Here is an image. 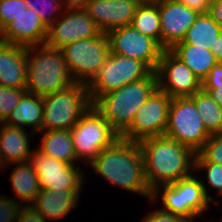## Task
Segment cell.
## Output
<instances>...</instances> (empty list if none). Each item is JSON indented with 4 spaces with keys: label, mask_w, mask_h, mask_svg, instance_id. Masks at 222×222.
<instances>
[{
    "label": "cell",
    "mask_w": 222,
    "mask_h": 222,
    "mask_svg": "<svg viewBox=\"0 0 222 222\" xmlns=\"http://www.w3.org/2000/svg\"><path fill=\"white\" fill-rule=\"evenodd\" d=\"M47 30L39 15L28 8L0 32V42L25 47L43 45Z\"/></svg>",
    "instance_id": "cell-18"
},
{
    "label": "cell",
    "mask_w": 222,
    "mask_h": 222,
    "mask_svg": "<svg viewBox=\"0 0 222 222\" xmlns=\"http://www.w3.org/2000/svg\"><path fill=\"white\" fill-rule=\"evenodd\" d=\"M158 88L156 72L101 95L92 105L121 136L131 125L136 112Z\"/></svg>",
    "instance_id": "cell-3"
},
{
    "label": "cell",
    "mask_w": 222,
    "mask_h": 222,
    "mask_svg": "<svg viewBox=\"0 0 222 222\" xmlns=\"http://www.w3.org/2000/svg\"><path fill=\"white\" fill-rule=\"evenodd\" d=\"M11 165H14V168L11 170L12 173H10V182L12 192L15 193L17 198L15 200L21 205H31L40 192L38 175L29 161L7 165L3 167L4 170Z\"/></svg>",
    "instance_id": "cell-23"
},
{
    "label": "cell",
    "mask_w": 222,
    "mask_h": 222,
    "mask_svg": "<svg viewBox=\"0 0 222 222\" xmlns=\"http://www.w3.org/2000/svg\"><path fill=\"white\" fill-rule=\"evenodd\" d=\"M195 162L222 164V133L211 135L196 153Z\"/></svg>",
    "instance_id": "cell-31"
},
{
    "label": "cell",
    "mask_w": 222,
    "mask_h": 222,
    "mask_svg": "<svg viewBox=\"0 0 222 222\" xmlns=\"http://www.w3.org/2000/svg\"><path fill=\"white\" fill-rule=\"evenodd\" d=\"M107 35L110 52L140 60L156 71L164 49L153 38L143 35L132 25L114 29Z\"/></svg>",
    "instance_id": "cell-13"
},
{
    "label": "cell",
    "mask_w": 222,
    "mask_h": 222,
    "mask_svg": "<svg viewBox=\"0 0 222 222\" xmlns=\"http://www.w3.org/2000/svg\"><path fill=\"white\" fill-rule=\"evenodd\" d=\"M143 0H90L85 11L103 33L129 26Z\"/></svg>",
    "instance_id": "cell-17"
},
{
    "label": "cell",
    "mask_w": 222,
    "mask_h": 222,
    "mask_svg": "<svg viewBox=\"0 0 222 222\" xmlns=\"http://www.w3.org/2000/svg\"><path fill=\"white\" fill-rule=\"evenodd\" d=\"M221 32L222 28L217 25L208 13H200L187 30L184 39L179 43L207 47L211 50Z\"/></svg>",
    "instance_id": "cell-27"
},
{
    "label": "cell",
    "mask_w": 222,
    "mask_h": 222,
    "mask_svg": "<svg viewBox=\"0 0 222 222\" xmlns=\"http://www.w3.org/2000/svg\"><path fill=\"white\" fill-rule=\"evenodd\" d=\"M26 89L4 87L0 85V122H4L19 104Z\"/></svg>",
    "instance_id": "cell-32"
},
{
    "label": "cell",
    "mask_w": 222,
    "mask_h": 222,
    "mask_svg": "<svg viewBox=\"0 0 222 222\" xmlns=\"http://www.w3.org/2000/svg\"><path fill=\"white\" fill-rule=\"evenodd\" d=\"M29 162L38 175L40 190L82 189L86 184V176L80 165L56 160L44 155L37 148L29 157Z\"/></svg>",
    "instance_id": "cell-12"
},
{
    "label": "cell",
    "mask_w": 222,
    "mask_h": 222,
    "mask_svg": "<svg viewBox=\"0 0 222 222\" xmlns=\"http://www.w3.org/2000/svg\"><path fill=\"white\" fill-rule=\"evenodd\" d=\"M161 47L170 50L181 42L200 14L175 0H159Z\"/></svg>",
    "instance_id": "cell-16"
},
{
    "label": "cell",
    "mask_w": 222,
    "mask_h": 222,
    "mask_svg": "<svg viewBox=\"0 0 222 222\" xmlns=\"http://www.w3.org/2000/svg\"><path fill=\"white\" fill-rule=\"evenodd\" d=\"M26 47L0 42V85L26 88Z\"/></svg>",
    "instance_id": "cell-20"
},
{
    "label": "cell",
    "mask_w": 222,
    "mask_h": 222,
    "mask_svg": "<svg viewBox=\"0 0 222 222\" xmlns=\"http://www.w3.org/2000/svg\"><path fill=\"white\" fill-rule=\"evenodd\" d=\"M210 135L222 133V108L203 89L190 96Z\"/></svg>",
    "instance_id": "cell-28"
},
{
    "label": "cell",
    "mask_w": 222,
    "mask_h": 222,
    "mask_svg": "<svg viewBox=\"0 0 222 222\" xmlns=\"http://www.w3.org/2000/svg\"><path fill=\"white\" fill-rule=\"evenodd\" d=\"M165 135L197 153L211 136L190 96L172 98Z\"/></svg>",
    "instance_id": "cell-9"
},
{
    "label": "cell",
    "mask_w": 222,
    "mask_h": 222,
    "mask_svg": "<svg viewBox=\"0 0 222 222\" xmlns=\"http://www.w3.org/2000/svg\"><path fill=\"white\" fill-rule=\"evenodd\" d=\"M102 31L85 10H65L47 30L45 45L61 49L80 39L99 36Z\"/></svg>",
    "instance_id": "cell-15"
},
{
    "label": "cell",
    "mask_w": 222,
    "mask_h": 222,
    "mask_svg": "<svg viewBox=\"0 0 222 222\" xmlns=\"http://www.w3.org/2000/svg\"><path fill=\"white\" fill-rule=\"evenodd\" d=\"M42 115V97L26 92L20 99L19 104L3 123L24 129L29 127L31 132L37 136L41 132Z\"/></svg>",
    "instance_id": "cell-22"
},
{
    "label": "cell",
    "mask_w": 222,
    "mask_h": 222,
    "mask_svg": "<svg viewBox=\"0 0 222 222\" xmlns=\"http://www.w3.org/2000/svg\"><path fill=\"white\" fill-rule=\"evenodd\" d=\"M145 217L150 222H188L181 216L174 215L160 209H156L154 211L151 210L150 213H147Z\"/></svg>",
    "instance_id": "cell-36"
},
{
    "label": "cell",
    "mask_w": 222,
    "mask_h": 222,
    "mask_svg": "<svg viewBox=\"0 0 222 222\" xmlns=\"http://www.w3.org/2000/svg\"><path fill=\"white\" fill-rule=\"evenodd\" d=\"M202 85H222V63H216L209 71Z\"/></svg>",
    "instance_id": "cell-37"
},
{
    "label": "cell",
    "mask_w": 222,
    "mask_h": 222,
    "mask_svg": "<svg viewBox=\"0 0 222 222\" xmlns=\"http://www.w3.org/2000/svg\"><path fill=\"white\" fill-rule=\"evenodd\" d=\"M160 198L163 204L160 210L181 216L188 222H195L196 217L212 207V202L205 195L200 176L198 178L195 171L174 183L153 189L151 204L158 203Z\"/></svg>",
    "instance_id": "cell-5"
},
{
    "label": "cell",
    "mask_w": 222,
    "mask_h": 222,
    "mask_svg": "<svg viewBox=\"0 0 222 222\" xmlns=\"http://www.w3.org/2000/svg\"><path fill=\"white\" fill-rule=\"evenodd\" d=\"M82 189L40 190L31 204L46 220H59L77 208Z\"/></svg>",
    "instance_id": "cell-21"
},
{
    "label": "cell",
    "mask_w": 222,
    "mask_h": 222,
    "mask_svg": "<svg viewBox=\"0 0 222 222\" xmlns=\"http://www.w3.org/2000/svg\"><path fill=\"white\" fill-rule=\"evenodd\" d=\"M207 13L222 28V0H212Z\"/></svg>",
    "instance_id": "cell-39"
},
{
    "label": "cell",
    "mask_w": 222,
    "mask_h": 222,
    "mask_svg": "<svg viewBox=\"0 0 222 222\" xmlns=\"http://www.w3.org/2000/svg\"><path fill=\"white\" fill-rule=\"evenodd\" d=\"M61 51L73 80L88 85L109 56V37L102 32L99 36L67 44Z\"/></svg>",
    "instance_id": "cell-7"
},
{
    "label": "cell",
    "mask_w": 222,
    "mask_h": 222,
    "mask_svg": "<svg viewBox=\"0 0 222 222\" xmlns=\"http://www.w3.org/2000/svg\"><path fill=\"white\" fill-rule=\"evenodd\" d=\"M89 166L111 185L150 201L152 191L145 178L143 156L138 142L119 137L103 149Z\"/></svg>",
    "instance_id": "cell-1"
},
{
    "label": "cell",
    "mask_w": 222,
    "mask_h": 222,
    "mask_svg": "<svg viewBox=\"0 0 222 222\" xmlns=\"http://www.w3.org/2000/svg\"><path fill=\"white\" fill-rule=\"evenodd\" d=\"M138 145L143 156L145 178L151 191L194 172L196 153L166 135L142 139Z\"/></svg>",
    "instance_id": "cell-2"
},
{
    "label": "cell",
    "mask_w": 222,
    "mask_h": 222,
    "mask_svg": "<svg viewBox=\"0 0 222 222\" xmlns=\"http://www.w3.org/2000/svg\"><path fill=\"white\" fill-rule=\"evenodd\" d=\"M140 222H150V221L144 216Z\"/></svg>",
    "instance_id": "cell-43"
},
{
    "label": "cell",
    "mask_w": 222,
    "mask_h": 222,
    "mask_svg": "<svg viewBox=\"0 0 222 222\" xmlns=\"http://www.w3.org/2000/svg\"><path fill=\"white\" fill-rule=\"evenodd\" d=\"M27 8L39 15L42 22L49 27L65 11L63 0H24Z\"/></svg>",
    "instance_id": "cell-30"
},
{
    "label": "cell",
    "mask_w": 222,
    "mask_h": 222,
    "mask_svg": "<svg viewBox=\"0 0 222 222\" xmlns=\"http://www.w3.org/2000/svg\"><path fill=\"white\" fill-rule=\"evenodd\" d=\"M202 89L222 108V85H202Z\"/></svg>",
    "instance_id": "cell-40"
},
{
    "label": "cell",
    "mask_w": 222,
    "mask_h": 222,
    "mask_svg": "<svg viewBox=\"0 0 222 222\" xmlns=\"http://www.w3.org/2000/svg\"><path fill=\"white\" fill-rule=\"evenodd\" d=\"M27 9L24 0H0V32Z\"/></svg>",
    "instance_id": "cell-33"
},
{
    "label": "cell",
    "mask_w": 222,
    "mask_h": 222,
    "mask_svg": "<svg viewBox=\"0 0 222 222\" xmlns=\"http://www.w3.org/2000/svg\"><path fill=\"white\" fill-rule=\"evenodd\" d=\"M172 98L157 88L136 112L130 127L120 136L129 141L165 135Z\"/></svg>",
    "instance_id": "cell-11"
},
{
    "label": "cell",
    "mask_w": 222,
    "mask_h": 222,
    "mask_svg": "<svg viewBox=\"0 0 222 222\" xmlns=\"http://www.w3.org/2000/svg\"><path fill=\"white\" fill-rule=\"evenodd\" d=\"M131 25L143 35L153 38L161 46L159 0H143Z\"/></svg>",
    "instance_id": "cell-26"
},
{
    "label": "cell",
    "mask_w": 222,
    "mask_h": 222,
    "mask_svg": "<svg viewBox=\"0 0 222 222\" xmlns=\"http://www.w3.org/2000/svg\"><path fill=\"white\" fill-rule=\"evenodd\" d=\"M16 222H47L32 205H22Z\"/></svg>",
    "instance_id": "cell-35"
},
{
    "label": "cell",
    "mask_w": 222,
    "mask_h": 222,
    "mask_svg": "<svg viewBox=\"0 0 222 222\" xmlns=\"http://www.w3.org/2000/svg\"><path fill=\"white\" fill-rule=\"evenodd\" d=\"M41 131L71 130L92 106L88 87L74 82L69 87L42 97Z\"/></svg>",
    "instance_id": "cell-6"
},
{
    "label": "cell",
    "mask_w": 222,
    "mask_h": 222,
    "mask_svg": "<svg viewBox=\"0 0 222 222\" xmlns=\"http://www.w3.org/2000/svg\"><path fill=\"white\" fill-rule=\"evenodd\" d=\"M90 0H63L65 10H85Z\"/></svg>",
    "instance_id": "cell-41"
},
{
    "label": "cell",
    "mask_w": 222,
    "mask_h": 222,
    "mask_svg": "<svg viewBox=\"0 0 222 222\" xmlns=\"http://www.w3.org/2000/svg\"><path fill=\"white\" fill-rule=\"evenodd\" d=\"M155 72L158 88L171 98L193 96L202 89L201 80L170 50H163Z\"/></svg>",
    "instance_id": "cell-14"
},
{
    "label": "cell",
    "mask_w": 222,
    "mask_h": 222,
    "mask_svg": "<svg viewBox=\"0 0 222 222\" xmlns=\"http://www.w3.org/2000/svg\"><path fill=\"white\" fill-rule=\"evenodd\" d=\"M153 71L142 61L110 52L98 74L87 85L92 104L103 94L148 77Z\"/></svg>",
    "instance_id": "cell-10"
},
{
    "label": "cell",
    "mask_w": 222,
    "mask_h": 222,
    "mask_svg": "<svg viewBox=\"0 0 222 222\" xmlns=\"http://www.w3.org/2000/svg\"><path fill=\"white\" fill-rule=\"evenodd\" d=\"M194 171H200L201 173L202 171L205 172L204 174L206 177L204 179L202 177L200 178L205 195L212 203L216 202L219 204L220 201H214L213 196H210L208 186H211L210 188L212 189H216L217 194L222 196V164L195 162Z\"/></svg>",
    "instance_id": "cell-29"
},
{
    "label": "cell",
    "mask_w": 222,
    "mask_h": 222,
    "mask_svg": "<svg viewBox=\"0 0 222 222\" xmlns=\"http://www.w3.org/2000/svg\"><path fill=\"white\" fill-rule=\"evenodd\" d=\"M21 206L14 198L0 195V222H16Z\"/></svg>",
    "instance_id": "cell-34"
},
{
    "label": "cell",
    "mask_w": 222,
    "mask_h": 222,
    "mask_svg": "<svg viewBox=\"0 0 222 222\" xmlns=\"http://www.w3.org/2000/svg\"><path fill=\"white\" fill-rule=\"evenodd\" d=\"M39 133L40 135L42 134V137L37 149L44 155L68 164L77 165L80 163L76 157L70 130L58 129L41 131Z\"/></svg>",
    "instance_id": "cell-24"
},
{
    "label": "cell",
    "mask_w": 222,
    "mask_h": 222,
    "mask_svg": "<svg viewBox=\"0 0 222 222\" xmlns=\"http://www.w3.org/2000/svg\"><path fill=\"white\" fill-rule=\"evenodd\" d=\"M26 91L46 96L72 85L75 81L61 49L43 45L26 47Z\"/></svg>",
    "instance_id": "cell-4"
},
{
    "label": "cell",
    "mask_w": 222,
    "mask_h": 222,
    "mask_svg": "<svg viewBox=\"0 0 222 222\" xmlns=\"http://www.w3.org/2000/svg\"><path fill=\"white\" fill-rule=\"evenodd\" d=\"M70 131L77 160L87 166L120 137L93 105Z\"/></svg>",
    "instance_id": "cell-8"
},
{
    "label": "cell",
    "mask_w": 222,
    "mask_h": 222,
    "mask_svg": "<svg viewBox=\"0 0 222 222\" xmlns=\"http://www.w3.org/2000/svg\"><path fill=\"white\" fill-rule=\"evenodd\" d=\"M185 6L198 11L199 13H207L212 0H175Z\"/></svg>",
    "instance_id": "cell-38"
},
{
    "label": "cell",
    "mask_w": 222,
    "mask_h": 222,
    "mask_svg": "<svg viewBox=\"0 0 222 222\" xmlns=\"http://www.w3.org/2000/svg\"><path fill=\"white\" fill-rule=\"evenodd\" d=\"M170 51L188 66L201 82L208 76L210 69L217 63L214 54L207 47L177 43Z\"/></svg>",
    "instance_id": "cell-25"
},
{
    "label": "cell",
    "mask_w": 222,
    "mask_h": 222,
    "mask_svg": "<svg viewBox=\"0 0 222 222\" xmlns=\"http://www.w3.org/2000/svg\"><path fill=\"white\" fill-rule=\"evenodd\" d=\"M27 132V133H26ZM24 128L13 127L6 123L0 125V170L3 167L24 161H29V157L34 150H31L30 140L34 135ZM32 135V137H31Z\"/></svg>",
    "instance_id": "cell-19"
},
{
    "label": "cell",
    "mask_w": 222,
    "mask_h": 222,
    "mask_svg": "<svg viewBox=\"0 0 222 222\" xmlns=\"http://www.w3.org/2000/svg\"><path fill=\"white\" fill-rule=\"evenodd\" d=\"M211 51L215 56L217 63H222V32L214 43V47H211Z\"/></svg>",
    "instance_id": "cell-42"
}]
</instances>
